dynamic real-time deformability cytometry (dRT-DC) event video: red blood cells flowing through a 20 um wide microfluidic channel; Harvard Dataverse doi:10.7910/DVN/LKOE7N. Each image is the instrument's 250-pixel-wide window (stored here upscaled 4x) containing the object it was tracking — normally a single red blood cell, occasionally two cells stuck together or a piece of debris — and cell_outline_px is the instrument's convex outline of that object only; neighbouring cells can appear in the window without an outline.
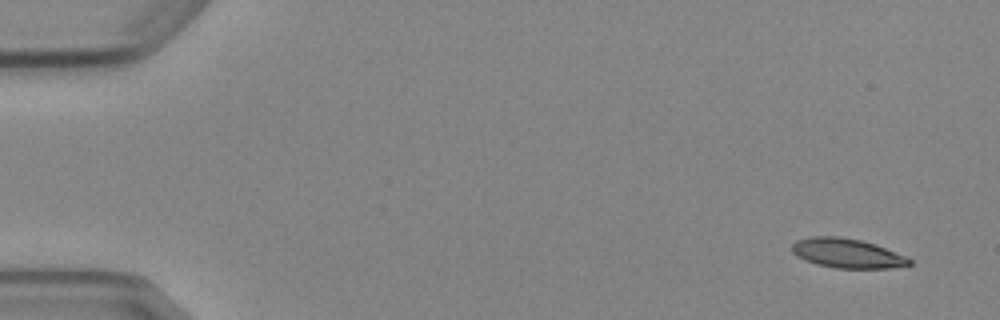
{"species": "Egyptian fruit bat (a non-hibernating species)", "species_latin": "Rousettus aegyptiacus", "temperature_condition": "cold", "stored_images_in_passage": 4, "camera_frame_rate_fps": 3000, "um_per_image_px": 0.085, "animal": {"sex": "female"}, "frame": {"image": 1, "passage_image": 1, "time_ms": 0.0, "image_size_px": [1000, 320], "cell_outline_px": [[912, 264], [892, 268], [836, 268], [816, 264], [804, 260], [796, 256], [792, 252], [792, 244], [796, 240], [812, 236], [836, 236], [860, 240], [876, 244], [904, 256], [912, 260]], "centroid_in_image_um": [71.97, 21.53], "position_along_channel_um": 13.0, "area_um2": 20.11}}
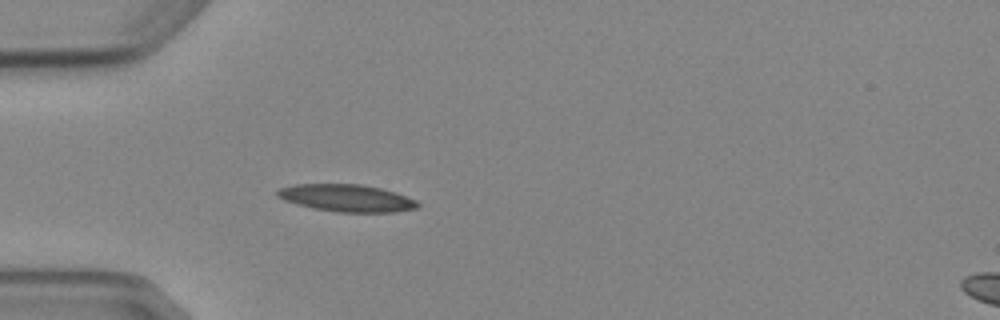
{"frame": {"image": 2, "passage_image": 4, "time_ms": 4.333, "image_size_px": [1000, 320], "cell_outline_px": [[420, 208], [396, 212], [336, 212], [312, 208], [296, 204], [284, 200], [276, 196], [276, 192], [280, 188], [296, 184], [360, 184], [380, 188], [396, 192], [416, 200], [420, 204]], "centroid_in_image_um": [29.49, 16.84], "position_along_channel_um": 55.5, "area_um2": 22.43}}